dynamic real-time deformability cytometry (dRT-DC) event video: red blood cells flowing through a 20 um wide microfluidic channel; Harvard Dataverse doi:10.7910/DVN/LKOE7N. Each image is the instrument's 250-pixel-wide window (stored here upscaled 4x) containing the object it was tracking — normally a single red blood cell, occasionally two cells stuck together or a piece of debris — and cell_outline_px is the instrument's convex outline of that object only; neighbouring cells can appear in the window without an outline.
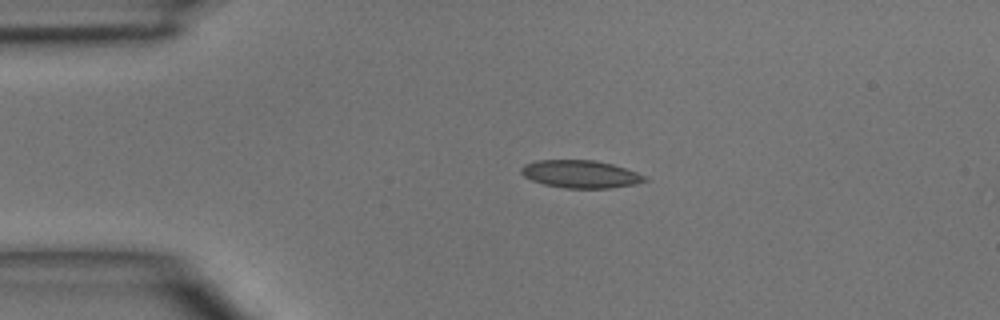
{"species": "common noctule bat (a hibernating species)", "species_latin": "Nyctalus noctula", "temperature_condition": "room temperature", "stored_images_in_passage": 2, "camera_frame_rate_fps": 3000, "um_per_image_px": 0.085, "animal": {"sex": "male", "body_mass_g": 15.6}, "frame": {"image": 1, "passage_image": 2, "time_ms": 1.333, "image_size_px": [1000, 320], "cell_outline_px": [[648, 180], [636, 184], [612, 188], [564, 188], [544, 184], [532, 180], [524, 176], [520, 172], [520, 168], [524, 164], [536, 160], [596, 160], [612, 164], [636, 172], [644, 176]], "centroid_in_image_um": [49.32, 14.8], "position_along_channel_um": 35.7, "area_um2": 19.94}}